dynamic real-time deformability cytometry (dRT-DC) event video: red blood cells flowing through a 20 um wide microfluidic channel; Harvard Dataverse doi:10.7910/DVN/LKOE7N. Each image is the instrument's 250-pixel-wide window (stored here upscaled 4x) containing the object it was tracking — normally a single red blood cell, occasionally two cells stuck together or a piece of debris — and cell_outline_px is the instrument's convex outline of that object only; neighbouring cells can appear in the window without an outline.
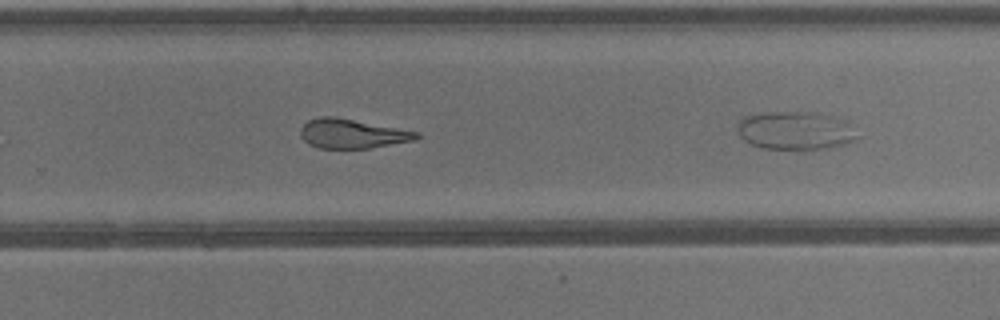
{"species": "common noctule bat (a hibernating species)", "species_latin": "Nyctalus noctula", "temperature_condition": "warm", "stored_images_in_passage": 19, "camera_frame_rate_fps": 3000, "um_per_image_px": 0.085, "animal": {"sex": "male", "body_mass_g": 13.3}, "frame": {"image": 1, "passage_image": 14, "time_ms": 4.333, "image_size_px": [1000, 320], "cell_outline_px": [[420, 136], [416, 140], [368, 148], [320, 148], [308, 144], [300, 136], [300, 128], [308, 120], [320, 116], [332, 116], [420, 132]], "centroid_in_image_um": [29.91, 11.36], "position_along_channel_um": 299.9, "area_um2": 19.71}}